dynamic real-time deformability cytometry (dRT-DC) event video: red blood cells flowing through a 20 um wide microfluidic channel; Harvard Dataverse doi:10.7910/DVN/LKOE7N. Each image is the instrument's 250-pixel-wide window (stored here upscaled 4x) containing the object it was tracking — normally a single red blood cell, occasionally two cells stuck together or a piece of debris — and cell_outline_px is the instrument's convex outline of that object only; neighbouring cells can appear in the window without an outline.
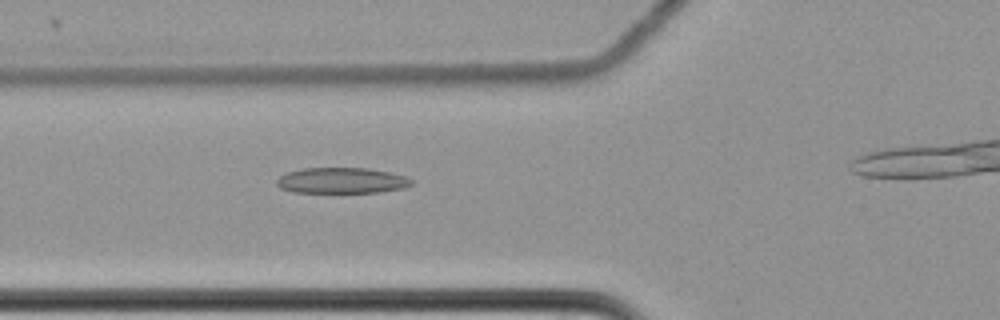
{"species": "common noctule bat (a hibernating species)", "species_latin": "Nyctalus noctula", "temperature_condition": "cold", "stored_images_in_passage": 45, "camera_frame_rate_fps": 3000, "um_per_image_px": 0.085, "animal": {"sex": "female", "body_mass_g": 22.7, "forearm_length_mm": 54.2}, "frame": {"image": 1, "passage_image": 16, "time_ms": 5.0, "image_size_px": [1000, 320], "cell_outline_px": [[416, 180], [412, 184], [404, 188], [380, 192], [292, 192], [280, 188], [276, 184], [276, 180], [280, 176], [288, 172], [304, 168], [368, 168], [392, 172]], "centroid_in_image_um": [29.08, 15.34], "position_along_channel_um": 96.7, "area_um2": 20.35}}
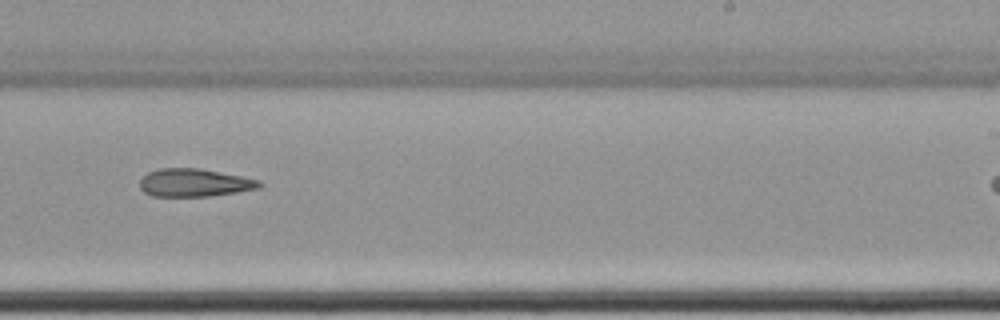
{"frame": {"image": 2, "passage_image": 31, "time_ms": 10.0, "image_size_px": [1000, 320], "cell_outline_px": [[264, 184], [260, 188], [236, 192], [208, 196], [152, 196], [144, 192], [140, 188], [140, 180], [148, 172], [160, 168], [200, 168], [260, 180]], "centroid_in_image_um": [16.53, 15.53], "position_along_channel_um": 272.5, "area_um2": 19.42}}
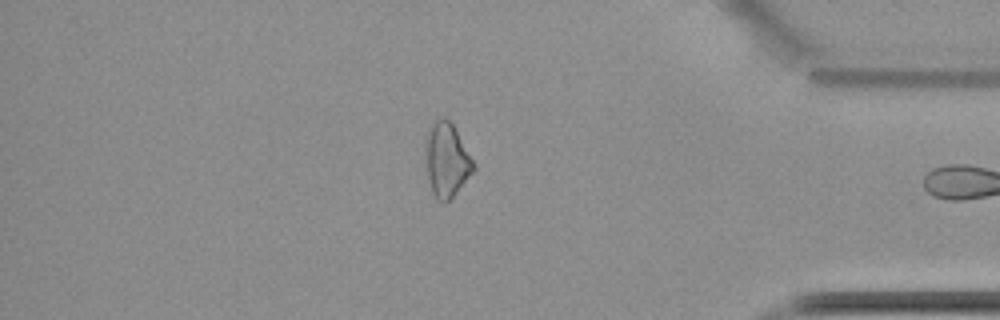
{"frame": {"image": 3, "passage_image": 44, "time_ms": 14.333, "image_size_px": [1000, 320], "cell_outline_px": [[476, 168], [452, 196], [448, 200], [436, 200], [432, 192], [428, 176], [424, 148], [428, 128], [432, 120], [444, 116], [456, 128], [476, 164]], "centroid_in_image_um": [37.96, 13.51], "position_along_channel_um": 397.2, "area_um2": 20.81}}